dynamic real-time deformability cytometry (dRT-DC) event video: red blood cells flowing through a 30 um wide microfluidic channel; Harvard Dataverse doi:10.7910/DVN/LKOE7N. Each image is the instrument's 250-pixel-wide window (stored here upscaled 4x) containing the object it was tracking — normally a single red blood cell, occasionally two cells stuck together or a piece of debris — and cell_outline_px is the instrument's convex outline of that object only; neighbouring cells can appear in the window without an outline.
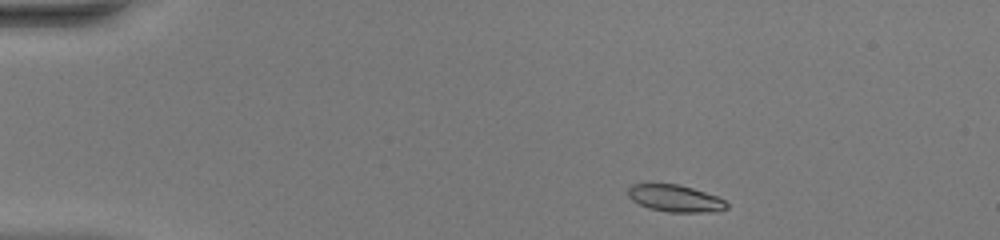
{"species": "common noctule bat (a hibernating species)", "species_latin": "Nyctalus noctula", "temperature_condition": "warm", "stored_images_in_passage": 43, "camera_frame_rate_fps": 3000, "um_per_image_px": 0.085, "animal": {"sex": "female", "body_mass_g": 20.0, "forearm_length_mm": 54.0}, "frame": {"image": 1, "passage_image": 1, "time_ms": 0.0, "image_size_px": [1000, 240], "cell_outline_px": [[728, 208], [716, 212], [668, 212], [648, 208], [632, 200], [628, 196], [628, 188], [632, 184], [676, 184], [692, 188], [716, 196], [724, 200], [728, 204]], "centroid_in_image_um": [57.4, 16.87], "position_along_channel_um": 27.6, "area_um2": 15.43}}
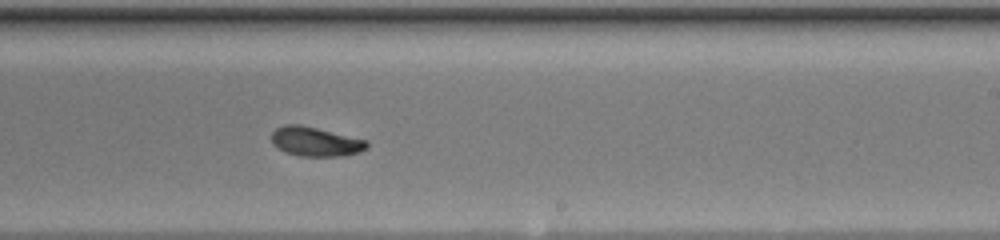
{"frame": {"image": 2, "passage_image": 24, "time_ms": 7.667, "image_size_px": [1000, 240], "cell_outline_px": [[368, 148], [360, 152], [344, 156], [300, 156], [284, 152], [272, 144], [272, 132], [276, 128], [284, 124], [300, 124], [368, 140]], "centroid_in_image_um": [26.82, 12.04], "position_along_channel_um": 262.2, "area_um2": 16.47}}
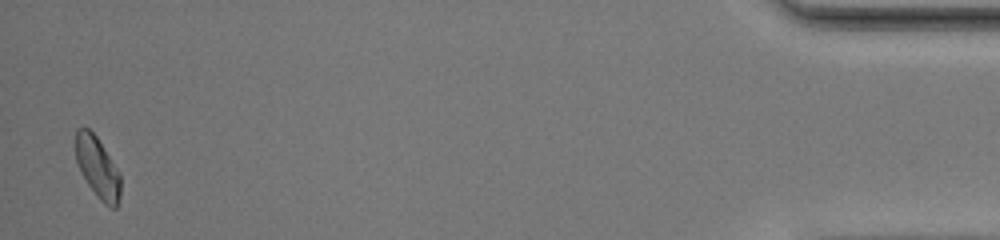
{"frame": {"image": 3, "passage_image": 42, "time_ms": 13.667, "image_size_px": [1000, 240], "cell_outline_px": [[120, 196], [116, 208], [112, 208], [104, 204], [100, 200], [88, 184], [80, 172], [76, 160], [76, 128], [88, 128], [96, 136], [116, 168], [120, 176]], "centroid_in_image_um": [8.28, 14.26], "position_along_channel_um": 426.9, "area_um2": 15.66}, "authors_computed_cell_mechanics": {"area_um2": 16.2996, "velocity_mm_per_s": 4.1292, "shape_relaxation_time_tau1_ms": 3.968, "shape_relaxation_time_tau2_ms": null, "deformation_change_tau1": 0.1474, "deformation_change_tau2": null}}